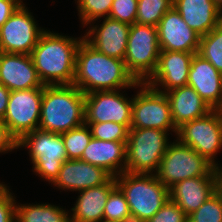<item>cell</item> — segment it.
I'll return each mask as SVG.
<instances>
[{
  "label": "cell",
  "instance_id": "1",
  "mask_svg": "<svg viewBox=\"0 0 222 222\" xmlns=\"http://www.w3.org/2000/svg\"><path fill=\"white\" fill-rule=\"evenodd\" d=\"M73 85L84 94L140 86L128 71L125 61L95 50L84 39L76 53Z\"/></svg>",
  "mask_w": 222,
  "mask_h": 222
},
{
  "label": "cell",
  "instance_id": "2",
  "mask_svg": "<svg viewBox=\"0 0 222 222\" xmlns=\"http://www.w3.org/2000/svg\"><path fill=\"white\" fill-rule=\"evenodd\" d=\"M44 31L30 56L43 85H72L77 49L84 39Z\"/></svg>",
  "mask_w": 222,
  "mask_h": 222
},
{
  "label": "cell",
  "instance_id": "3",
  "mask_svg": "<svg viewBox=\"0 0 222 222\" xmlns=\"http://www.w3.org/2000/svg\"><path fill=\"white\" fill-rule=\"evenodd\" d=\"M85 123V94L75 85H44L38 129L67 132Z\"/></svg>",
  "mask_w": 222,
  "mask_h": 222
},
{
  "label": "cell",
  "instance_id": "4",
  "mask_svg": "<svg viewBox=\"0 0 222 222\" xmlns=\"http://www.w3.org/2000/svg\"><path fill=\"white\" fill-rule=\"evenodd\" d=\"M129 205L132 222H146L170 199L169 189L153 174L124 172L115 177Z\"/></svg>",
  "mask_w": 222,
  "mask_h": 222
},
{
  "label": "cell",
  "instance_id": "5",
  "mask_svg": "<svg viewBox=\"0 0 222 222\" xmlns=\"http://www.w3.org/2000/svg\"><path fill=\"white\" fill-rule=\"evenodd\" d=\"M167 135L159 129H129L125 172L156 173L169 144Z\"/></svg>",
  "mask_w": 222,
  "mask_h": 222
},
{
  "label": "cell",
  "instance_id": "6",
  "mask_svg": "<svg viewBox=\"0 0 222 222\" xmlns=\"http://www.w3.org/2000/svg\"><path fill=\"white\" fill-rule=\"evenodd\" d=\"M170 143L155 173L168 189L176 183L193 177H214L213 165L191 147L180 141Z\"/></svg>",
  "mask_w": 222,
  "mask_h": 222
},
{
  "label": "cell",
  "instance_id": "7",
  "mask_svg": "<svg viewBox=\"0 0 222 222\" xmlns=\"http://www.w3.org/2000/svg\"><path fill=\"white\" fill-rule=\"evenodd\" d=\"M160 52L156 26L131 25L124 61L138 82L145 83L155 72Z\"/></svg>",
  "mask_w": 222,
  "mask_h": 222
},
{
  "label": "cell",
  "instance_id": "8",
  "mask_svg": "<svg viewBox=\"0 0 222 222\" xmlns=\"http://www.w3.org/2000/svg\"><path fill=\"white\" fill-rule=\"evenodd\" d=\"M25 146L29 148L33 171L53 183L62 163L68 160L61 134L36 129L18 141V148Z\"/></svg>",
  "mask_w": 222,
  "mask_h": 222
},
{
  "label": "cell",
  "instance_id": "9",
  "mask_svg": "<svg viewBox=\"0 0 222 222\" xmlns=\"http://www.w3.org/2000/svg\"><path fill=\"white\" fill-rule=\"evenodd\" d=\"M177 136L182 144L217 166L214 157L222 147V110H212L201 118L184 123L178 128Z\"/></svg>",
  "mask_w": 222,
  "mask_h": 222
},
{
  "label": "cell",
  "instance_id": "10",
  "mask_svg": "<svg viewBox=\"0 0 222 222\" xmlns=\"http://www.w3.org/2000/svg\"><path fill=\"white\" fill-rule=\"evenodd\" d=\"M140 92L133 98L132 122L130 129H159L177 135L170 103L165 93L156 91L146 83L140 82Z\"/></svg>",
  "mask_w": 222,
  "mask_h": 222
},
{
  "label": "cell",
  "instance_id": "11",
  "mask_svg": "<svg viewBox=\"0 0 222 222\" xmlns=\"http://www.w3.org/2000/svg\"><path fill=\"white\" fill-rule=\"evenodd\" d=\"M43 88L10 92L3 123L17 141L39 127Z\"/></svg>",
  "mask_w": 222,
  "mask_h": 222
},
{
  "label": "cell",
  "instance_id": "12",
  "mask_svg": "<svg viewBox=\"0 0 222 222\" xmlns=\"http://www.w3.org/2000/svg\"><path fill=\"white\" fill-rule=\"evenodd\" d=\"M24 4L0 27V52L30 55L41 34L34 17Z\"/></svg>",
  "mask_w": 222,
  "mask_h": 222
},
{
  "label": "cell",
  "instance_id": "13",
  "mask_svg": "<svg viewBox=\"0 0 222 222\" xmlns=\"http://www.w3.org/2000/svg\"><path fill=\"white\" fill-rule=\"evenodd\" d=\"M131 100L117 90L85 94V123L115 122L131 128Z\"/></svg>",
  "mask_w": 222,
  "mask_h": 222
},
{
  "label": "cell",
  "instance_id": "14",
  "mask_svg": "<svg viewBox=\"0 0 222 222\" xmlns=\"http://www.w3.org/2000/svg\"><path fill=\"white\" fill-rule=\"evenodd\" d=\"M194 54L195 53L178 51H161L157 68L145 83L156 91L162 93L186 86ZM157 85L162 86L164 91Z\"/></svg>",
  "mask_w": 222,
  "mask_h": 222
},
{
  "label": "cell",
  "instance_id": "15",
  "mask_svg": "<svg viewBox=\"0 0 222 222\" xmlns=\"http://www.w3.org/2000/svg\"><path fill=\"white\" fill-rule=\"evenodd\" d=\"M156 27L161 51L198 53L200 36L189 28L173 7Z\"/></svg>",
  "mask_w": 222,
  "mask_h": 222
},
{
  "label": "cell",
  "instance_id": "16",
  "mask_svg": "<svg viewBox=\"0 0 222 222\" xmlns=\"http://www.w3.org/2000/svg\"><path fill=\"white\" fill-rule=\"evenodd\" d=\"M191 86L212 110H222V73L195 53L188 74Z\"/></svg>",
  "mask_w": 222,
  "mask_h": 222
},
{
  "label": "cell",
  "instance_id": "17",
  "mask_svg": "<svg viewBox=\"0 0 222 222\" xmlns=\"http://www.w3.org/2000/svg\"><path fill=\"white\" fill-rule=\"evenodd\" d=\"M130 27L127 23L105 17L100 27L94 25L83 37L95 50L124 60Z\"/></svg>",
  "mask_w": 222,
  "mask_h": 222
},
{
  "label": "cell",
  "instance_id": "18",
  "mask_svg": "<svg viewBox=\"0 0 222 222\" xmlns=\"http://www.w3.org/2000/svg\"><path fill=\"white\" fill-rule=\"evenodd\" d=\"M0 83L10 91L43 86L30 55L4 52H0Z\"/></svg>",
  "mask_w": 222,
  "mask_h": 222
},
{
  "label": "cell",
  "instance_id": "19",
  "mask_svg": "<svg viewBox=\"0 0 222 222\" xmlns=\"http://www.w3.org/2000/svg\"><path fill=\"white\" fill-rule=\"evenodd\" d=\"M112 176L101 167L81 159H68L62 163L58 177L53 182L59 189L81 191L100 186Z\"/></svg>",
  "mask_w": 222,
  "mask_h": 222
},
{
  "label": "cell",
  "instance_id": "20",
  "mask_svg": "<svg viewBox=\"0 0 222 222\" xmlns=\"http://www.w3.org/2000/svg\"><path fill=\"white\" fill-rule=\"evenodd\" d=\"M173 8L199 36L208 34L222 22V12L213 0H173Z\"/></svg>",
  "mask_w": 222,
  "mask_h": 222
},
{
  "label": "cell",
  "instance_id": "21",
  "mask_svg": "<svg viewBox=\"0 0 222 222\" xmlns=\"http://www.w3.org/2000/svg\"><path fill=\"white\" fill-rule=\"evenodd\" d=\"M126 143L92 138L80 159L103 168L112 177H117L125 172Z\"/></svg>",
  "mask_w": 222,
  "mask_h": 222
},
{
  "label": "cell",
  "instance_id": "22",
  "mask_svg": "<svg viewBox=\"0 0 222 222\" xmlns=\"http://www.w3.org/2000/svg\"><path fill=\"white\" fill-rule=\"evenodd\" d=\"M215 193L214 177H193L169 189L170 199L189 216Z\"/></svg>",
  "mask_w": 222,
  "mask_h": 222
},
{
  "label": "cell",
  "instance_id": "23",
  "mask_svg": "<svg viewBox=\"0 0 222 222\" xmlns=\"http://www.w3.org/2000/svg\"><path fill=\"white\" fill-rule=\"evenodd\" d=\"M165 94L169 100L172 120L177 129L184 123L201 118L212 111L189 85L172 89Z\"/></svg>",
  "mask_w": 222,
  "mask_h": 222
},
{
  "label": "cell",
  "instance_id": "24",
  "mask_svg": "<svg viewBox=\"0 0 222 222\" xmlns=\"http://www.w3.org/2000/svg\"><path fill=\"white\" fill-rule=\"evenodd\" d=\"M117 186L115 177L106 183L79 191L71 222H101L110 192Z\"/></svg>",
  "mask_w": 222,
  "mask_h": 222
},
{
  "label": "cell",
  "instance_id": "25",
  "mask_svg": "<svg viewBox=\"0 0 222 222\" xmlns=\"http://www.w3.org/2000/svg\"><path fill=\"white\" fill-rule=\"evenodd\" d=\"M16 204V219L19 222H71L66 210L51 204Z\"/></svg>",
  "mask_w": 222,
  "mask_h": 222
},
{
  "label": "cell",
  "instance_id": "26",
  "mask_svg": "<svg viewBox=\"0 0 222 222\" xmlns=\"http://www.w3.org/2000/svg\"><path fill=\"white\" fill-rule=\"evenodd\" d=\"M198 54L222 73V22L208 34L200 36Z\"/></svg>",
  "mask_w": 222,
  "mask_h": 222
},
{
  "label": "cell",
  "instance_id": "27",
  "mask_svg": "<svg viewBox=\"0 0 222 222\" xmlns=\"http://www.w3.org/2000/svg\"><path fill=\"white\" fill-rule=\"evenodd\" d=\"M172 7L173 0H138L136 23L157 26Z\"/></svg>",
  "mask_w": 222,
  "mask_h": 222
},
{
  "label": "cell",
  "instance_id": "28",
  "mask_svg": "<svg viewBox=\"0 0 222 222\" xmlns=\"http://www.w3.org/2000/svg\"><path fill=\"white\" fill-rule=\"evenodd\" d=\"M68 159H80L90 140L92 134L87 124L73 128L61 133Z\"/></svg>",
  "mask_w": 222,
  "mask_h": 222
},
{
  "label": "cell",
  "instance_id": "29",
  "mask_svg": "<svg viewBox=\"0 0 222 222\" xmlns=\"http://www.w3.org/2000/svg\"><path fill=\"white\" fill-rule=\"evenodd\" d=\"M103 219L132 222L126 197L118 186H116L109 194V198L104 208Z\"/></svg>",
  "mask_w": 222,
  "mask_h": 222
},
{
  "label": "cell",
  "instance_id": "30",
  "mask_svg": "<svg viewBox=\"0 0 222 222\" xmlns=\"http://www.w3.org/2000/svg\"><path fill=\"white\" fill-rule=\"evenodd\" d=\"M77 3L82 24L88 25L103 16L109 17L113 0H77Z\"/></svg>",
  "mask_w": 222,
  "mask_h": 222
},
{
  "label": "cell",
  "instance_id": "31",
  "mask_svg": "<svg viewBox=\"0 0 222 222\" xmlns=\"http://www.w3.org/2000/svg\"><path fill=\"white\" fill-rule=\"evenodd\" d=\"M85 124L89 126L94 139L127 142L129 129L125 125L115 122Z\"/></svg>",
  "mask_w": 222,
  "mask_h": 222
},
{
  "label": "cell",
  "instance_id": "32",
  "mask_svg": "<svg viewBox=\"0 0 222 222\" xmlns=\"http://www.w3.org/2000/svg\"><path fill=\"white\" fill-rule=\"evenodd\" d=\"M188 222H222V200L215 192L195 212L188 216Z\"/></svg>",
  "mask_w": 222,
  "mask_h": 222
},
{
  "label": "cell",
  "instance_id": "33",
  "mask_svg": "<svg viewBox=\"0 0 222 222\" xmlns=\"http://www.w3.org/2000/svg\"><path fill=\"white\" fill-rule=\"evenodd\" d=\"M138 0H113L109 18L129 25L136 23Z\"/></svg>",
  "mask_w": 222,
  "mask_h": 222
},
{
  "label": "cell",
  "instance_id": "34",
  "mask_svg": "<svg viewBox=\"0 0 222 222\" xmlns=\"http://www.w3.org/2000/svg\"><path fill=\"white\" fill-rule=\"evenodd\" d=\"M146 222H188V216L169 199L160 210Z\"/></svg>",
  "mask_w": 222,
  "mask_h": 222
},
{
  "label": "cell",
  "instance_id": "35",
  "mask_svg": "<svg viewBox=\"0 0 222 222\" xmlns=\"http://www.w3.org/2000/svg\"><path fill=\"white\" fill-rule=\"evenodd\" d=\"M16 219L15 197L5 184L0 183V222H13Z\"/></svg>",
  "mask_w": 222,
  "mask_h": 222
},
{
  "label": "cell",
  "instance_id": "36",
  "mask_svg": "<svg viewBox=\"0 0 222 222\" xmlns=\"http://www.w3.org/2000/svg\"><path fill=\"white\" fill-rule=\"evenodd\" d=\"M18 149L17 139L10 133L9 128L0 120V153Z\"/></svg>",
  "mask_w": 222,
  "mask_h": 222
},
{
  "label": "cell",
  "instance_id": "37",
  "mask_svg": "<svg viewBox=\"0 0 222 222\" xmlns=\"http://www.w3.org/2000/svg\"><path fill=\"white\" fill-rule=\"evenodd\" d=\"M23 3L21 0H0V27Z\"/></svg>",
  "mask_w": 222,
  "mask_h": 222
},
{
  "label": "cell",
  "instance_id": "38",
  "mask_svg": "<svg viewBox=\"0 0 222 222\" xmlns=\"http://www.w3.org/2000/svg\"><path fill=\"white\" fill-rule=\"evenodd\" d=\"M10 90L0 83V120L3 121L7 110Z\"/></svg>",
  "mask_w": 222,
  "mask_h": 222
},
{
  "label": "cell",
  "instance_id": "39",
  "mask_svg": "<svg viewBox=\"0 0 222 222\" xmlns=\"http://www.w3.org/2000/svg\"><path fill=\"white\" fill-rule=\"evenodd\" d=\"M217 166L213 167V173L215 178V192L219 195L222 200V167Z\"/></svg>",
  "mask_w": 222,
  "mask_h": 222
},
{
  "label": "cell",
  "instance_id": "40",
  "mask_svg": "<svg viewBox=\"0 0 222 222\" xmlns=\"http://www.w3.org/2000/svg\"><path fill=\"white\" fill-rule=\"evenodd\" d=\"M216 4V6L221 10L222 12V0H213Z\"/></svg>",
  "mask_w": 222,
  "mask_h": 222
},
{
  "label": "cell",
  "instance_id": "41",
  "mask_svg": "<svg viewBox=\"0 0 222 222\" xmlns=\"http://www.w3.org/2000/svg\"><path fill=\"white\" fill-rule=\"evenodd\" d=\"M101 222H123V221H114V220H105V219H103Z\"/></svg>",
  "mask_w": 222,
  "mask_h": 222
}]
</instances>
